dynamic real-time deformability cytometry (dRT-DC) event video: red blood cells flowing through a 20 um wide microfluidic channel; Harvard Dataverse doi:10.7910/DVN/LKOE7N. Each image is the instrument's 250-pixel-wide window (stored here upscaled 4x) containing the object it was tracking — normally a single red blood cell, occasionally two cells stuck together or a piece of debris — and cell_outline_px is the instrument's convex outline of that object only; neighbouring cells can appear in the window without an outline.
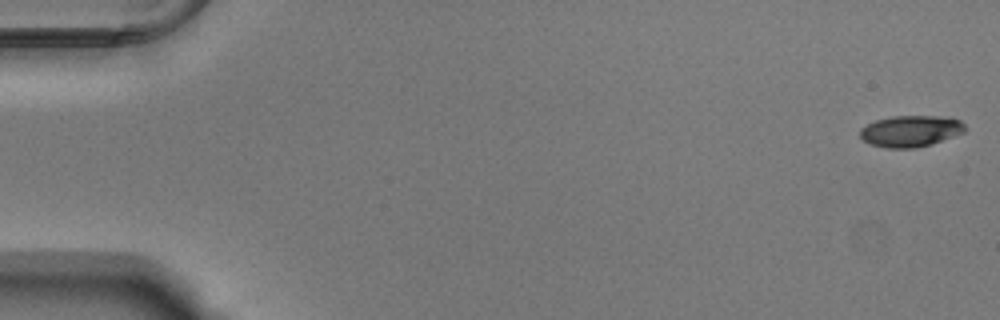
{"species": "Egyptian fruit bat (a non-hibernating species)", "species_latin": "Rousettus aegyptiacus", "temperature_condition": "warm", "stored_images_in_passage": 54, "camera_frame_rate_fps": 3000, "um_per_image_px": 0.085, "animal": {"sex": "male"}, "frame": {"image": 1, "passage_image": 1, "time_ms": 0.0, "image_size_px": [1000, 320], "cell_outline_px": [[968, 128], [964, 132], [932, 144], [916, 148], [884, 148], [868, 144], [860, 136], [860, 128], [876, 120], [892, 116], [936, 116], [960, 120]], "centroid_in_image_um": [77.39, 11.15], "position_along_channel_um": 7.6, "area_um2": 19.25}}
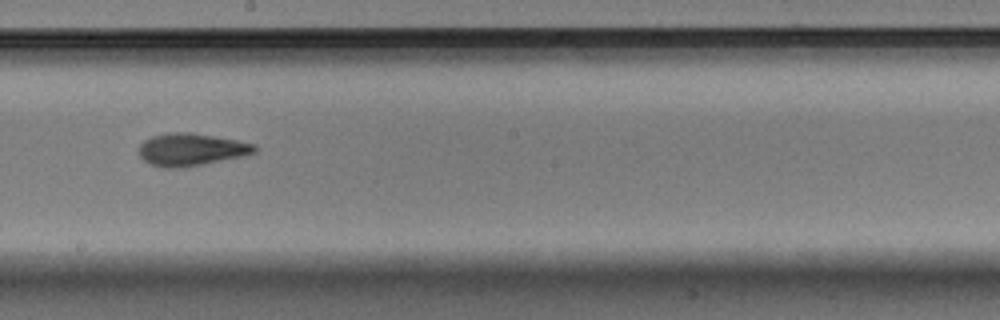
{"frame": {"image": 2, "passage_image": 31, "time_ms": 10.0, "image_size_px": [1000, 320], "cell_outline_px": [[256, 152], [240, 156], [204, 164], [184, 168], [164, 168], [148, 164], [140, 156], [140, 144], [144, 140], [152, 136], [168, 132], [192, 132], [236, 140], [256, 144]], "centroid_in_image_um": [16.21, 12.71], "position_along_channel_um": 232.0, "area_um2": 21.91}}
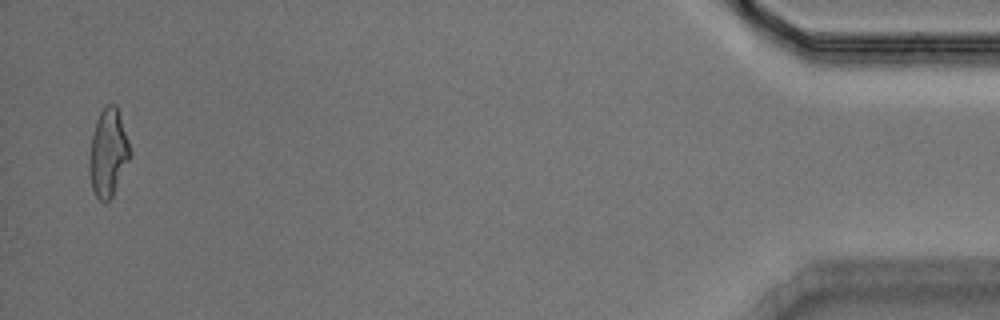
{"frame": {"image": 3, "passage_image": 53, "time_ms": 17.333, "image_size_px": [1000, 320], "cell_outline_px": [[132, 156], [112, 196], [104, 204], [96, 196], [92, 188], [88, 172], [88, 156], [92, 136], [96, 120], [100, 112], [108, 104], [116, 104], [132, 152]], "centroid_in_image_um": [9.19, 13.02], "position_along_channel_um": 426.0, "area_um2": 20.98}, "authors_computed_cell_mechanics": {"area_um2": 20.4901, "velocity_mm_per_s": 3.7813, "shape_relaxation_time_tau1_ms": 3.1775, "shape_relaxation_time_tau2_ms": 2.2283, "deformation_change_tau1": 0.1701, "deformation_change_tau2": 0.1085}}